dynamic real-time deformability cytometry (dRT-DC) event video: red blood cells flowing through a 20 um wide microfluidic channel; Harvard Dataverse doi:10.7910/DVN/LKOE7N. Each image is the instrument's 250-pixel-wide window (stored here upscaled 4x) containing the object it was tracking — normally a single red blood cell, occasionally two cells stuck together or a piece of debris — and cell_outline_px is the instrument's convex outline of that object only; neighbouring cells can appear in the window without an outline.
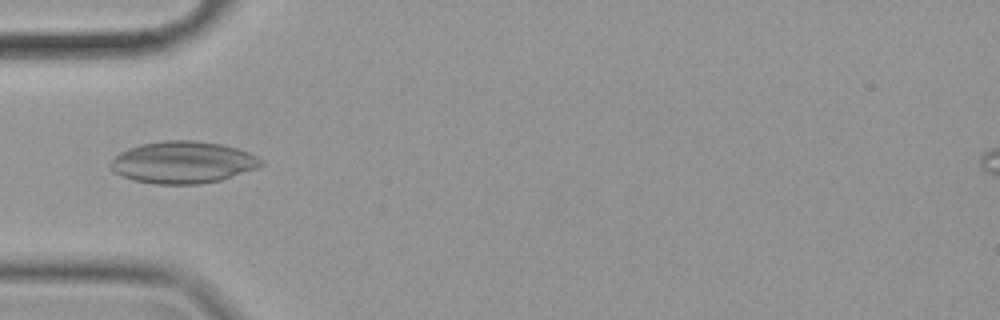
{"species": "common noctule bat (a hibernating species)", "species_latin": "Nyctalus noctula", "temperature_condition": "cold", "stored_images_in_passage": 25, "camera_frame_rate_fps": 3000, "um_per_image_px": 0.085, "animal": {"sex": "female", "body_mass_g": 19.9}, "frame": {"image": 1, "passage_image": 1, "time_ms": 0.0, "image_size_px": [1000, 320], "cell_outline_px": [[264, 164], [256, 168], [220, 180], [196, 184], [152, 184], [132, 180], [120, 176], [112, 172], [108, 168], [108, 164], [120, 152], [128, 148], [140, 144], [164, 140], [192, 140], [220, 144], [236, 148], [248, 152], [264, 160]], "centroid_in_image_um": [15.48, 13.8], "position_along_channel_um": 69.5, "area_um2": 36.99}}